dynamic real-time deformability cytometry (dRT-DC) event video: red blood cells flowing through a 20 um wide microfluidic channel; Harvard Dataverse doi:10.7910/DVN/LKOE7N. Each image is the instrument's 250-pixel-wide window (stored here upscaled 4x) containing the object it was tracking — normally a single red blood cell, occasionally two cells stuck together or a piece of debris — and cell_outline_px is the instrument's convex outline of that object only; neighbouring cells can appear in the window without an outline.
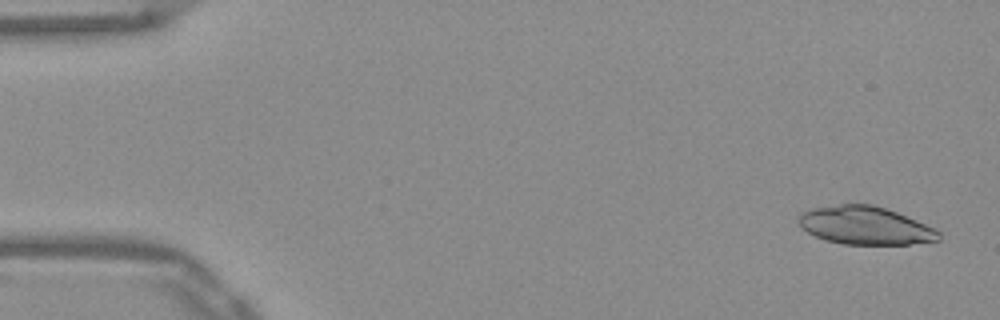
{"species": "Egyptian fruit bat (a non-hibernating species)", "species_latin": "Rousettus aegyptiacus", "temperature_condition": "warm", "stored_images_in_passage": 51, "camera_frame_rate_fps": 3000, "um_per_image_px": 0.085, "frame": {"image": 1, "passage_image": 2, "time_ms": 0.333, "image_size_px": [1000, 320], "cell_outline_px": [[940, 240], [908, 244], [844, 244], [824, 240], [808, 232], [796, 220], [800, 212], [812, 208], [840, 204], [872, 204], [896, 212], [936, 228], [940, 232]], "centroid_in_image_um": [73.53, 19.16], "position_along_channel_um": 11.5, "area_um2": 31.04}}